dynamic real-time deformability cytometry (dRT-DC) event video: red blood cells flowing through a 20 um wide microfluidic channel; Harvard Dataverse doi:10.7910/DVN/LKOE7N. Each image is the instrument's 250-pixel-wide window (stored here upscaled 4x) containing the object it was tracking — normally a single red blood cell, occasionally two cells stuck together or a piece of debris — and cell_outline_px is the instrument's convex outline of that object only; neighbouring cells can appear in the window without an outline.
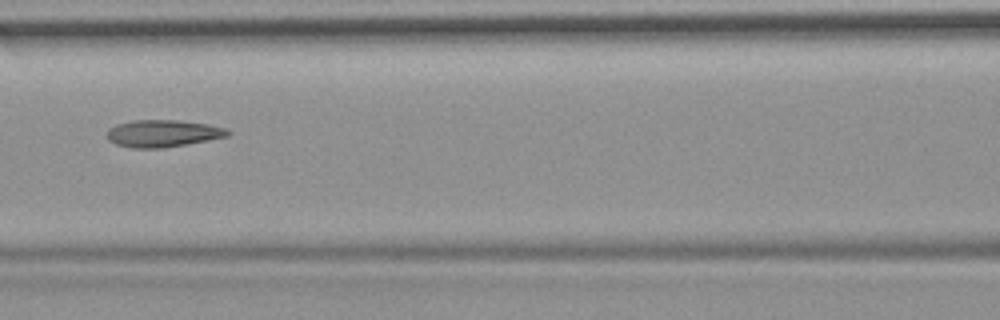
{"species": "common noctule bat (a hibernating species)", "species_latin": "Nyctalus noctula", "temperature_condition": "room temperature", "stored_images_in_passage": 54, "camera_frame_rate_fps": 3000, "um_per_image_px": 0.085, "animal": {"sex": "female", "body_mass_g": 19.9}, "frame": {"image": 1, "passage_image": 24, "time_ms": 7.667, "image_size_px": [1000, 320], "cell_outline_px": [[232, 132], [228, 136], [188, 144], [160, 148], [132, 148], [116, 144], [108, 140], [108, 128], [116, 124], [132, 120], [176, 120], [208, 124], [224, 128]], "centroid_in_image_um": [13.83, 11.34], "position_along_channel_um": 152.8, "area_um2": 19.07}, "authors_computed_cell_mechanics": {"area_um2": 19.363, "velocity_mm_per_s": 3.7144, "shape_relaxation_time_tau1_ms": null, "shape_relaxation_time_tau2_ms": 3.5263, "deformation_change_tau1": null, "deformation_change_tau2": 0.1237}}